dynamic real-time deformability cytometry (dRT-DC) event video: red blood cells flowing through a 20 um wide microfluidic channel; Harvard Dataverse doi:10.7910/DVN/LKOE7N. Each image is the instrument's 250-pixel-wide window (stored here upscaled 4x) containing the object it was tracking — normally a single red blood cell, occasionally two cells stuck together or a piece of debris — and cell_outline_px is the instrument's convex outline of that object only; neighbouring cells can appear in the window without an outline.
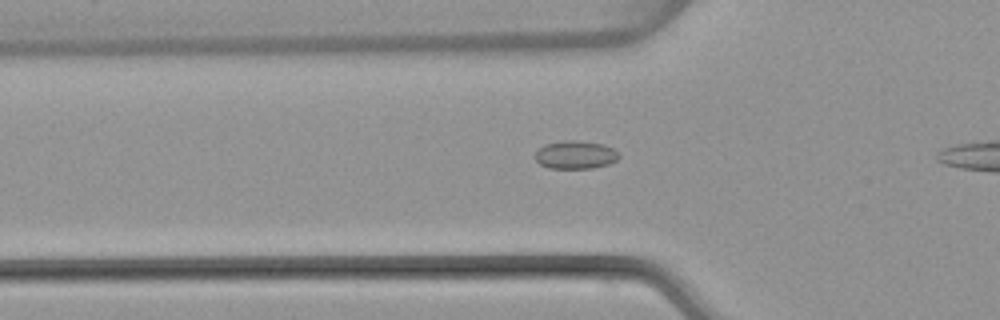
{"species": "common noctule bat (a hibernating species)", "species_latin": "Nyctalus noctula", "temperature_condition": "warm", "stored_images_in_passage": 26, "camera_frame_rate_fps": 3000, "um_per_image_px": 0.085, "animal": {"sex": "female", "body_mass_g": 22.7, "forearm_length_mm": 54.2}, "frame": {"image": 1, "passage_image": 2, "time_ms": 0.333, "image_size_px": [1000, 320], "cell_outline_px": [[620, 156], [616, 160], [608, 164], [592, 168], [548, 168], [540, 164], [536, 160], [536, 152], [544, 144], [564, 140], [576, 140], [604, 144], [612, 148]], "centroid_in_image_um": [48.9, 13.15], "position_along_channel_um": 76.9, "area_um2": 13.64}}
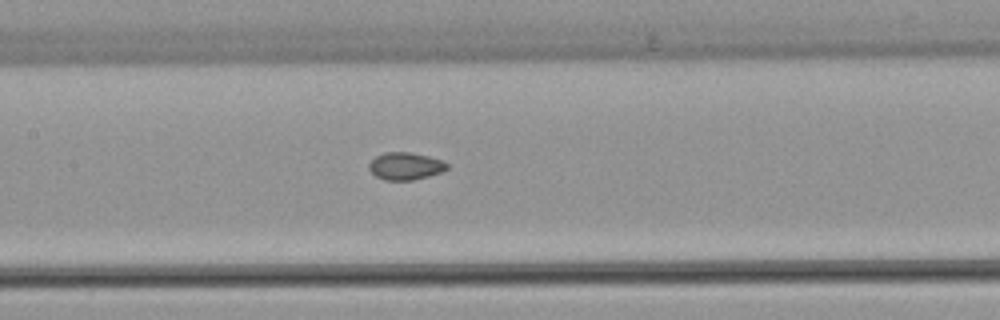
{"frame": {"image": 2, "passage_image": 9, "time_ms": 2.667, "image_size_px": [1000, 320], "cell_outline_px": [[448, 168], [444, 172], [412, 180], [384, 180], [376, 176], [368, 168], [368, 164], [376, 156], [384, 152], [408, 152], [428, 156], [444, 160], [448, 164]], "centroid_in_image_um": [34.49, 14.11], "position_along_channel_um": 172.9, "area_um2": 12.54}}
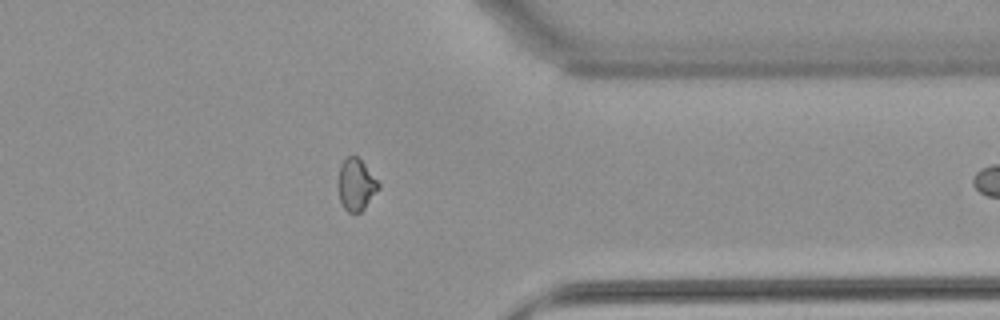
{"frame": {"image": 3, "passage_image": 25, "time_ms": 8.0, "image_size_px": [1000, 320], "cell_outline_px": [[380, 188], [364, 208], [360, 212], [348, 212], [344, 208], [340, 200], [336, 188], [336, 180], [340, 164], [348, 156], [356, 156], [364, 164], [380, 184]], "centroid_in_image_um": [30.22, 15.69], "position_along_channel_um": 381.2, "area_um2": 12.31}}